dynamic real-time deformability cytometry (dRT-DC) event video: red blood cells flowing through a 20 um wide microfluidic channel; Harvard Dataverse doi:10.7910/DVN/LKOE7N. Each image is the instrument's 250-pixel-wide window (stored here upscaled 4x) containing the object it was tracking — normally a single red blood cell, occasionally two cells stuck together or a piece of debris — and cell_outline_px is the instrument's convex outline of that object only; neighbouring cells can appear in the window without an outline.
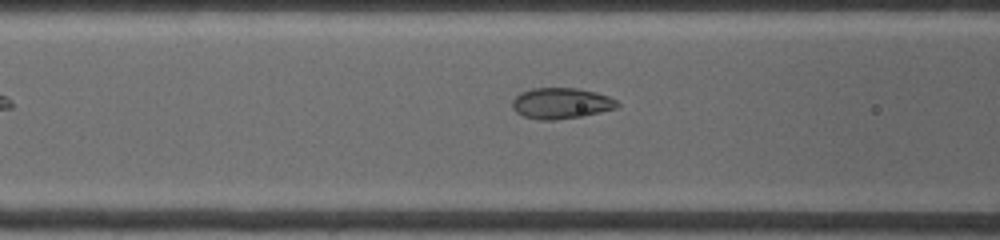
{"species": "common noctule bat (a hibernating species)", "species_latin": "Nyctalus noctula", "temperature_condition": "warm", "stored_images_in_passage": 33, "camera_frame_rate_fps": 4500, "um_per_image_px": 0.085, "animal": {"sex": "female", "body_mass_g": 19.0, "forearm_length_mm": 53.3}, "frame": {"image": 1, "passage_image": 21, "time_ms": 3.778, "image_size_px": [1000, 240], "cell_outline_px": [[620, 104], [616, 108], [580, 116], [556, 120], [540, 120], [524, 116], [516, 112], [512, 108], [512, 100], [520, 92], [532, 88], [576, 88], [596, 92], [608, 96], [616, 100]], "centroid_in_image_um": [47.66, 8.77], "position_along_channel_um": 118.9, "area_um2": 18.84}}
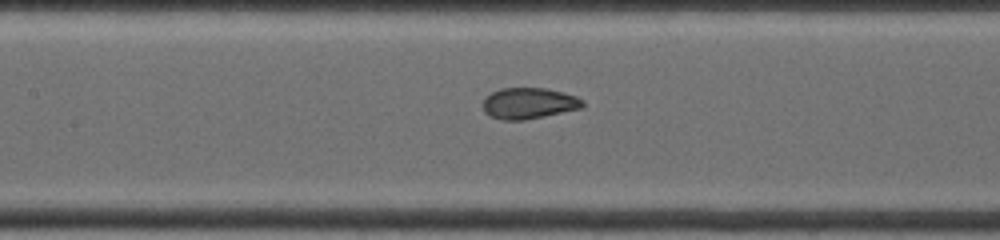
{"frame": {"image": 2, "passage_image": 28, "time_ms": 4.889, "image_size_px": [1000, 240], "cell_outline_px": [[584, 104], [580, 108], [524, 120], [500, 120], [484, 112], [484, 96], [500, 88], [548, 88], [576, 96], [584, 100]], "centroid_in_image_um": [44.93, 8.77], "position_along_channel_um": 162.5, "area_um2": 17.98}}